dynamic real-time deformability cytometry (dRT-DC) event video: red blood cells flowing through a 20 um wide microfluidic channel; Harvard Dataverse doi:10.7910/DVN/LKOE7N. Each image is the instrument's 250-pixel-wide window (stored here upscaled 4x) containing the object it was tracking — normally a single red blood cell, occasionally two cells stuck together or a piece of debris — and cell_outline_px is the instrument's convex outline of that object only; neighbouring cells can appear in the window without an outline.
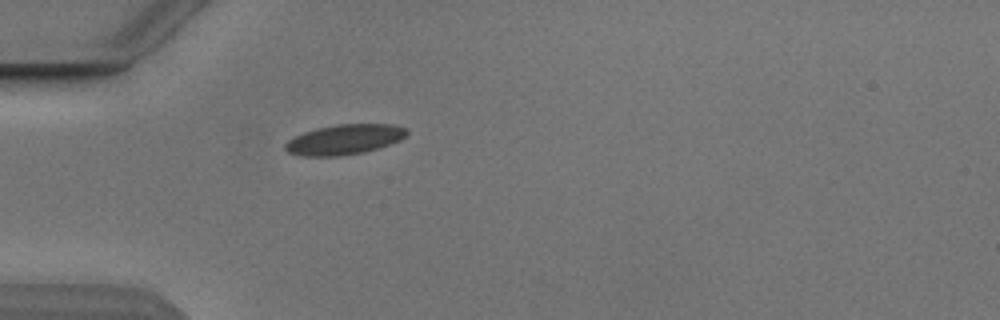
{"species": "Egyptian fruit bat (a non-hibernating species)", "species_latin": "Rousettus aegyptiacus", "temperature_condition": "cold", "stored_images_in_passage": 38, "camera_frame_rate_fps": 3000, "um_per_image_px": 0.085, "animal": {"sex": "male"}, "frame": {"image": 1, "passage_image": 1, "time_ms": 0.0, "image_size_px": [1000, 320], "cell_outline_px": [[408, 132], [400, 140], [364, 152], [340, 156], [300, 156], [288, 152], [284, 148], [284, 144], [288, 140], [304, 132], [316, 128], [336, 124], [392, 124], [404, 128]], "centroid_in_image_um": [29.22, 11.86], "position_along_channel_um": 55.8, "area_um2": 21.15}}
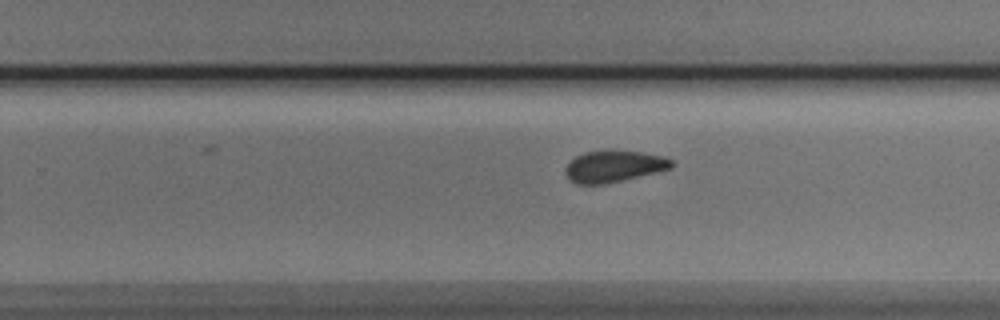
{"frame": {"image": 2, "passage_image": 19, "time_ms": 6.0, "image_size_px": [1000, 320], "cell_outline_px": [[672, 168], [656, 172], [604, 184], [576, 184], [568, 180], [564, 172], [564, 168], [576, 156], [584, 152], [640, 152], [664, 156], [672, 160]], "centroid_in_image_um": [52.14, 14.17], "position_along_channel_um": 277.7, "area_um2": 19.07}}
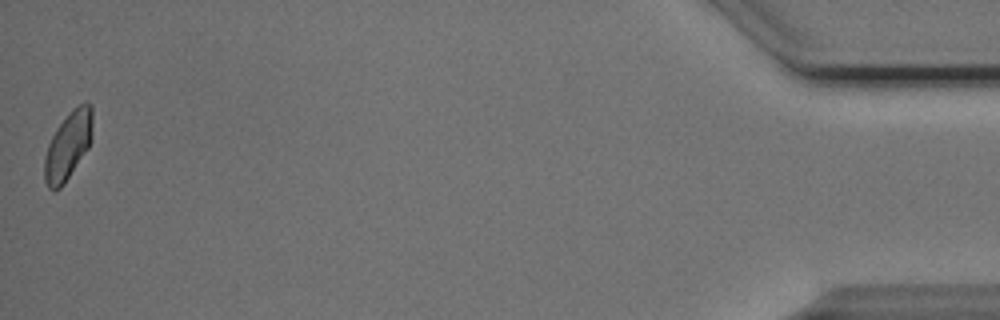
{"frame": {"image": 3, "passage_image": 38, "time_ms": 12.333, "image_size_px": [1000, 320], "cell_outline_px": [[92, 140], [88, 148], [64, 184], [60, 188], [52, 192], [48, 188], [44, 180], [44, 156], [48, 144], [56, 128], [72, 108], [80, 104], [92, 104]], "centroid_in_image_um": [5.77, 12.4], "position_along_channel_um": 429.4, "area_um2": 19.13}, "authors_computed_cell_mechanics": {"area_um2": 19.9121, "velocity_mm_per_s": 3.8515, "shape_relaxation_time_tau1_ms": 3.8106, "shape_relaxation_time_tau2_ms": 5.1066, "deformation_change_tau1": 0.0852, "deformation_change_tau2": 0.0861}}